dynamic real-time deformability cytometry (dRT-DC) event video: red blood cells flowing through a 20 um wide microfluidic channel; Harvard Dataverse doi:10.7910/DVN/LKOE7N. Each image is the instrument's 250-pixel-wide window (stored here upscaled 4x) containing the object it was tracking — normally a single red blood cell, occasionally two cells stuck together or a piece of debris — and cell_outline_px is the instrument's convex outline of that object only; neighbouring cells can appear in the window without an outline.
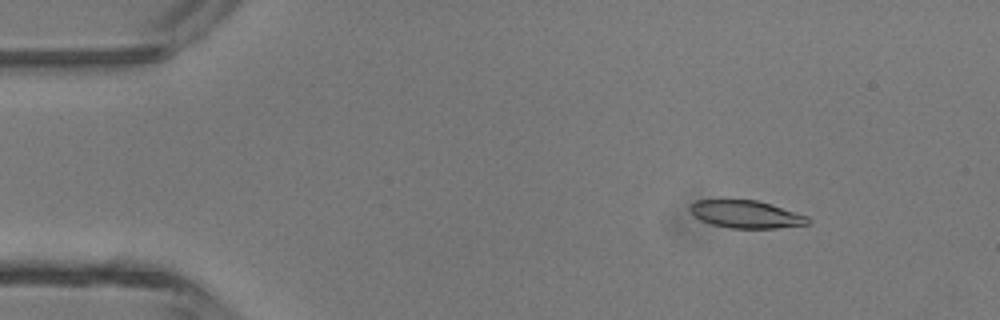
{"species": "common noctule bat (a hibernating species)", "species_latin": "Nyctalus noctula", "temperature_condition": "room temperature", "stored_images_in_passage": 12, "camera_frame_rate_fps": 3000, "um_per_image_px": 0.085, "animal": {"sex": "male", "body_mass_g": 13.3}, "frame": {"image": 1, "passage_image": 6, "time_ms": 1.667, "image_size_px": [1000, 320], "cell_outline_px": [[812, 220], [808, 224], [776, 228], [732, 228], [712, 224], [700, 220], [688, 208], [696, 200], [756, 200], [808, 216]], "centroid_in_image_um": [63.43, 18.22], "position_along_channel_um": 21.6, "area_um2": 18.67}}